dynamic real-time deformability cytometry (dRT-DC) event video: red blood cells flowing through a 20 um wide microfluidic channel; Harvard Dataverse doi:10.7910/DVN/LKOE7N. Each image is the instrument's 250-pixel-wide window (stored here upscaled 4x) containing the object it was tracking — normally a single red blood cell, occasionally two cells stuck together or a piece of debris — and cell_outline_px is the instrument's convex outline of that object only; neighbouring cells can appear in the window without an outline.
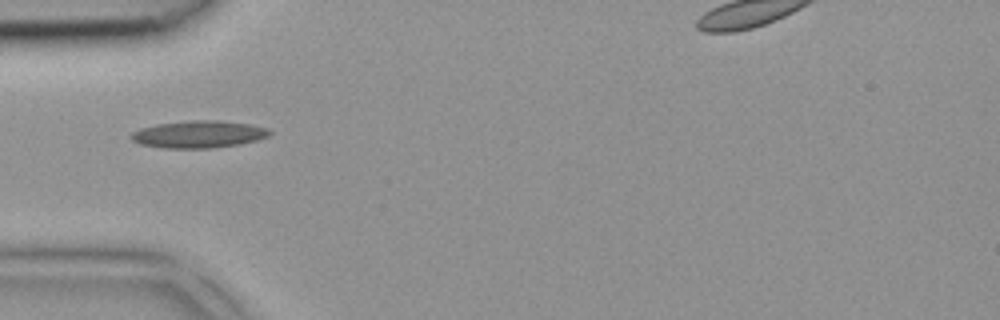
{"species": "common noctule bat (a hibernating species)", "species_latin": "Nyctalus noctula", "temperature_condition": "room temperature", "stored_images_in_passage": 4, "camera_frame_rate_fps": 3000, "um_per_image_px": 0.085, "animal": {"sex": "female", "body_mass_g": 18.4}, "frame": {"image": 1, "passage_image": 3, "time_ms": 0.667, "image_size_px": [1000, 320], "cell_outline_px": [[272, 132], [268, 136], [256, 140], [240, 144], [212, 148], [164, 148], [140, 144], [132, 140], [128, 136], [132, 132], [140, 128], [156, 124], [192, 120], [220, 120], [248, 124], [268, 128]], "centroid_in_image_um": [16.86, 11.41], "position_along_channel_um": 68.1, "area_um2": 22.02}}